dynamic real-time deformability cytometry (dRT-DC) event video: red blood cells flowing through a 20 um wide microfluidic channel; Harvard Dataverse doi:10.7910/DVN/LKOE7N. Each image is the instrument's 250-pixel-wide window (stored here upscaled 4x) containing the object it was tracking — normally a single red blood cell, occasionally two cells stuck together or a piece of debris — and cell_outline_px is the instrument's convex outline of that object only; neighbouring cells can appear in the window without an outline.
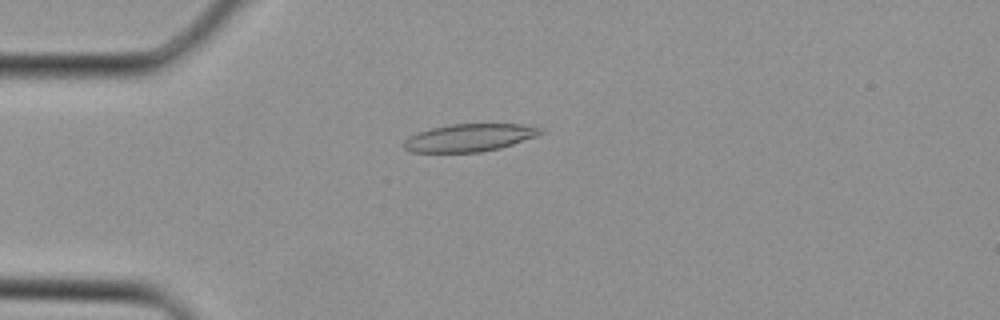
{"species": "Egyptian fruit bat (a non-hibernating species)", "species_latin": "Rousettus aegyptiacus", "temperature_condition": "cold", "stored_images_in_passage": 1, "camera_frame_rate_fps": 3000, "um_per_image_px": 0.085, "animal": {"sex": "female"}, "frame": {"image": 1, "passage_image": 1, "time_ms": 0.0, "image_size_px": [1000, 320], "cell_outline_px": [[544, 132], [536, 136], [500, 148], [480, 152], [412, 152], [404, 148], [404, 140], [408, 136], [432, 128], [452, 124], [520, 124], [540, 128]], "centroid_in_image_um": [39.88, 11.7], "position_along_channel_um": 45.1, "area_um2": 21.73}}